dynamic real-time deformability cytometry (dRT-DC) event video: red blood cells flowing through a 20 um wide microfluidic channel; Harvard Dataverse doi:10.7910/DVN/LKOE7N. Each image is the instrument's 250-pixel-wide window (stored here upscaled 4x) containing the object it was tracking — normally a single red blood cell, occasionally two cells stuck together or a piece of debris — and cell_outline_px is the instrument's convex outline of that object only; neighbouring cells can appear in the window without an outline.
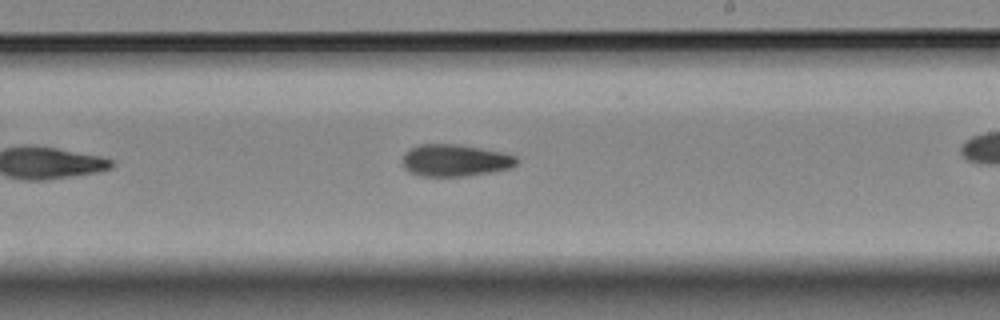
{"species": "Egyptian fruit bat (a non-hibernating species)", "species_latin": "Rousettus aegyptiacus", "temperature_condition": "room temperature", "stored_images_in_passage": 30, "camera_frame_rate_fps": 3000, "um_per_image_px": 0.085, "animal": {"sex": "female"}, "frame": {"image": 1, "passage_image": 22, "time_ms": 7.0, "image_size_px": [1000, 320], "cell_outline_px": [[516, 164], [508, 168], [488, 172], [464, 176], [424, 176], [408, 172], [404, 168], [404, 152], [420, 144], [460, 144], [500, 152], [516, 156]], "centroid_in_image_um": [38.64, 13.62], "position_along_channel_um": 250.4, "area_um2": 20.92}}